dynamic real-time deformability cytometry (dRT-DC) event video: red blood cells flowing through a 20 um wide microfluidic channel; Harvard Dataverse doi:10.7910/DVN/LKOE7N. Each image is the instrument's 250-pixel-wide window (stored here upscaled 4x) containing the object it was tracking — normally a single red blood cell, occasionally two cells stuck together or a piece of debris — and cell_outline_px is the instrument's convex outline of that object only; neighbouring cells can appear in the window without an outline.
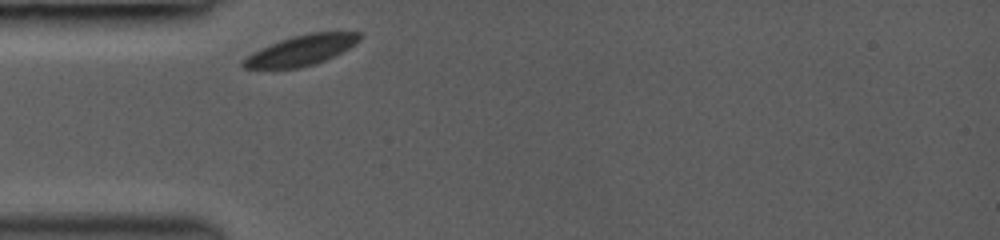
{"species": "common noctule bat (a hibernating species)", "species_latin": "Nyctalus noctula", "temperature_condition": "room temperature", "stored_images_in_passage": 7, "segment_of_instrument_passage": [1, 2], "camera_frame_rate_fps": 3000, "um_per_image_px": 0.085, "animal": {"sex": "female", "body_mass_g": 19.0, "forearm_length_mm": 53.3}, "frame": {"image": 1, "passage_image": 1, "time_ms": 0.0, "image_size_px": [1000, 240], "cell_outline_px": [[364, 36], [360, 40], [348, 48], [324, 60], [300, 68], [244, 68], [240, 64], [252, 52], [260, 48], [280, 40], [292, 36], [312, 32], [360, 32]], "centroid_in_image_um": [25.61, 4.26], "position_along_channel_um": 59.4, "area_um2": 20.23}}
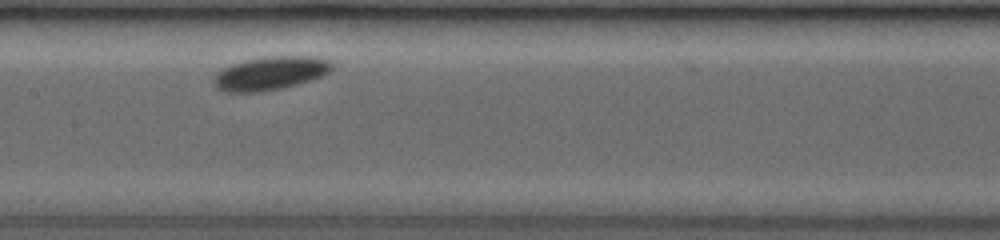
{"frame": {"image": 2, "passage_image": 5, "time_ms": 3.333, "image_size_px": [1000, 240], "cell_outline_px": [[332, 68], [328, 72], [320, 76], [296, 84], [264, 92], [224, 92], [216, 88], [212, 80], [216, 72], [232, 64], [244, 60], [264, 56], [312, 56], [328, 60], [332, 64]], "centroid_in_image_um": [22.91, 6.22], "position_along_channel_um": 184.5, "area_um2": 23.0}}
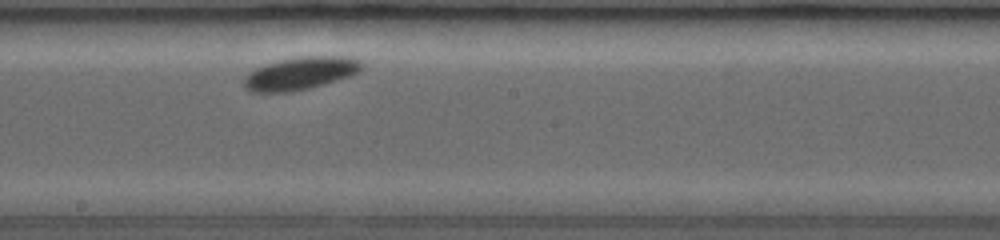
{"frame": {"image": 3, "passage_image": 6, "time_ms": 4.333, "image_size_px": [1000, 240], "cell_outline_px": [[364, 68], [348, 76], [324, 84], [292, 92], [252, 92], [244, 88], [244, 76], [248, 72], [264, 64], [280, 60], [300, 56], [348, 56], [360, 60], [364, 64]], "centroid_in_image_um": [25.52, 6.23], "position_along_channel_um": 222.7, "area_um2": 22.54}}